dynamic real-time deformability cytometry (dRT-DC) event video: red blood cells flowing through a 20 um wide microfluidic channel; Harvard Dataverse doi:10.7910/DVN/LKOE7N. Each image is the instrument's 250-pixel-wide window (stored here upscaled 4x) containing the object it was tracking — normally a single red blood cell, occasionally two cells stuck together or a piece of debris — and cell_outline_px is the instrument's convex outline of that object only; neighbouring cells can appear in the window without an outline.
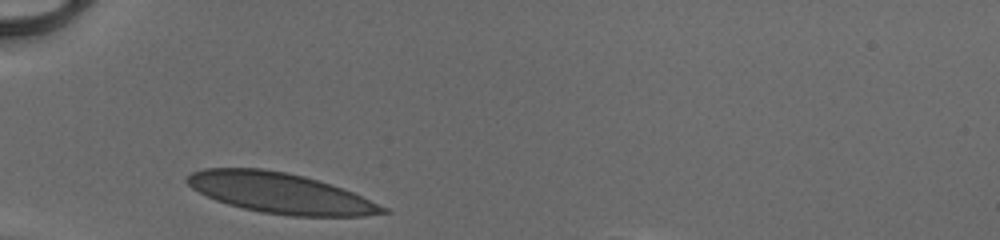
{"species": "human", "species_latin": "Homo sapiens", "temperature_condition": "cold", "stored_images_in_passage": 26, "camera_frame_rate_fps": 3000, "um_per_image_px": 0.085, "donor": {"sex": "male"}, "frame": {"image": 1, "passage_image": 1, "time_ms": 0.0, "image_size_px": [1000, 240], "cell_outline_px": [[388, 212], [360, 216], [288, 216], [260, 212], [228, 204], [216, 200], [192, 188], [184, 180], [192, 172], [204, 168], [260, 168], [288, 172], [304, 176], [352, 192], [388, 208]], "centroid_in_image_um": [23.78, 16.41], "position_along_channel_um": 61.2, "area_um2": 45.6}}
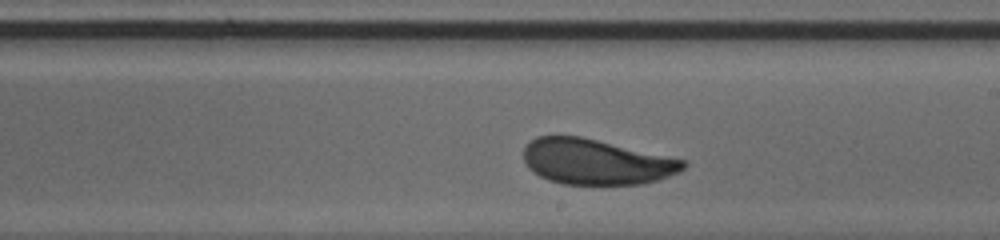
{"frame": {"image": 2, "passage_image": 15, "time_ms": 4.667, "image_size_px": [1000, 240], "cell_outline_px": [[688, 164], [680, 172], [656, 180], [640, 184], [564, 184], [548, 180], [532, 172], [528, 168], [524, 160], [524, 148], [536, 136], [580, 136], [688, 160]], "centroid_in_image_um": [50.69, 13.75], "position_along_channel_um": 238.3, "area_um2": 42.31}}
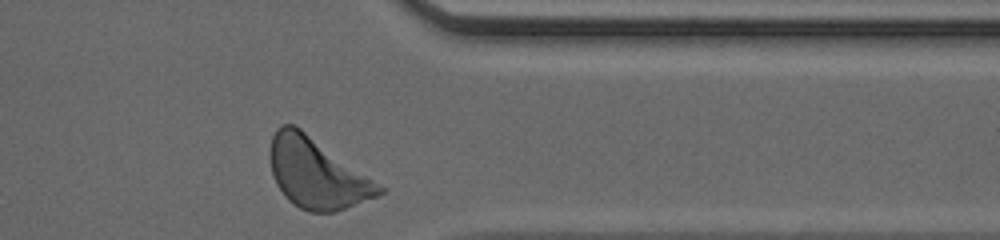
{"frame": {"image": 3, "passage_image": 26, "time_ms": 8.333, "image_size_px": [1000, 240], "cell_outline_px": [[384, 192], [376, 196], [344, 208], [332, 212], [308, 212], [300, 208], [288, 200], [284, 196], [276, 184], [272, 172], [268, 156], [268, 152], [272, 136], [276, 128], [280, 124], [292, 124], [300, 128], [384, 188]], "centroid_in_image_um": [26.84, 14.72], "position_along_channel_um": 384.6, "area_um2": 43.75}, "authors_computed_cell_mechanics": {"area_um2": 43.1477, "velocity_mm_per_s": 4.0608, "shape_relaxation_time_tau1_ms": 2.2145, "shape_relaxation_time_tau2_ms": null, "deformation_change_tau1": 0.1126, "deformation_change_tau2": null}}